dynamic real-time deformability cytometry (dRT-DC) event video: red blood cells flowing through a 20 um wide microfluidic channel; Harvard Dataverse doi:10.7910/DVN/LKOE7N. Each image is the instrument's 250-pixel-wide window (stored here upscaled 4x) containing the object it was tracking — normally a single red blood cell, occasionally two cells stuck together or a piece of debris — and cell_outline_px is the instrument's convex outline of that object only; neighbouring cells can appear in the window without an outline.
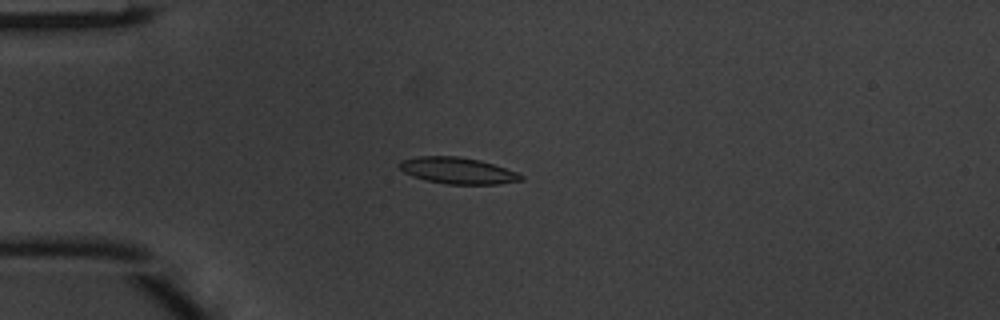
{"species": "common noctule bat (a hibernating species)", "species_latin": "Nyctalus noctula", "temperature_condition": "warm", "stored_images_in_passage": 4, "camera_frame_rate_fps": 3000, "um_per_image_px": 0.085, "animal": {"sex": "male", "body_mass_g": 20.1, "forearm_length_mm": 53.5}, "frame": {"image": 1, "passage_image": 3, "time_ms": 0.667, "image_size_px": [1000, 320], "cell_outline_px": [[524, 180], [500, 184], [448, 184], [428, 180], [412, 176], [404, 172], [396, 164], [400, 160], [416, 156], [460, 156], [480, 160], [516, 172], [524, 176]], "centroid_in_image_um": [38.88, 14.49], "position_along_channel_um": 46.1, "area_um2": 18.73}}